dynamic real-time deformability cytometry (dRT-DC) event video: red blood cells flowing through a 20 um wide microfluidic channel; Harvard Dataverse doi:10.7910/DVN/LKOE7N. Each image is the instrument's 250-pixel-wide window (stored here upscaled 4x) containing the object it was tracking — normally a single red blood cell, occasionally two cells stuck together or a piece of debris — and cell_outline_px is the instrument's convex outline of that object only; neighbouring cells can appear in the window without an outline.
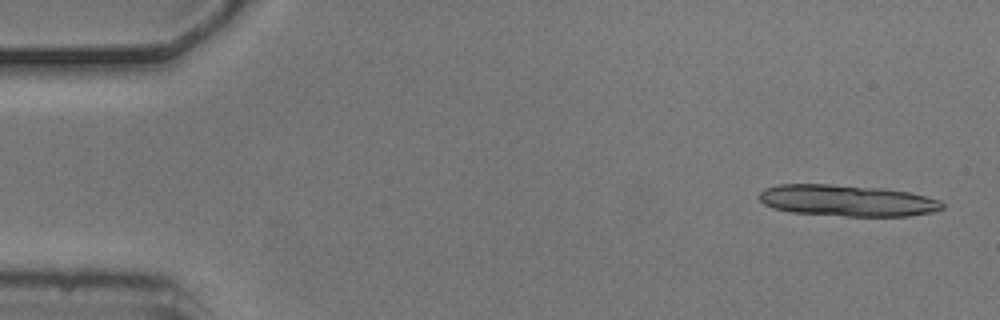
{"species": "common noctule bat (a hibernating species)", "species_latin": "Nyctalus noctula", "temperature_condition": "cold", "stored_images_in_passage": 8, "camera_frame_rate_fps": 3000, "um_per_image_px": 0.085, "animal": {"sex": "male", "body_mass_g": 20.5, "forearm_length_mm": 52.5}, "frame": {"image": 1, "passage_image": 1, "time_ms": 0.0, "image_size_px": [1000, 320], "cell_outline_px": [[944, 208], [932, 212], [908, 216], [844, 216], [788, 212], [772, 208], [764, 204], [756, 196], [764, 188], [780, 184], [828, 184], [880, 188], [908, 192], [940, 200], [944, 204]], "centroid_in_image_um": [71.95, 17.05], "position_along_channel_um": 13.1, "area_um2": 33.64}}
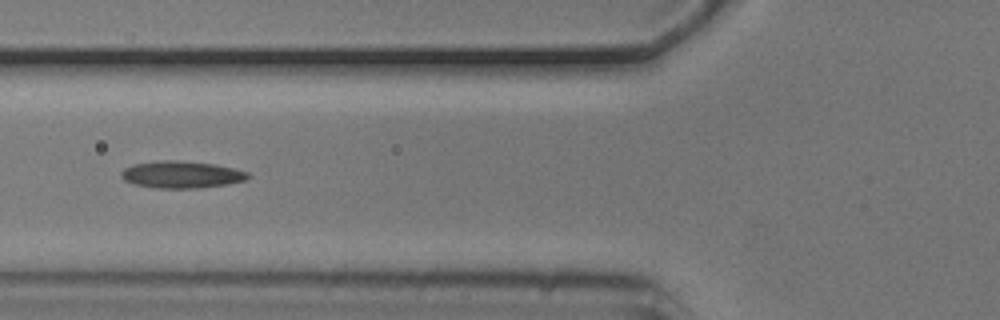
{"frame": {"image": 2, "passage_image": 5, "time_ms": 1.333, "image_size_px": [1000, 320], "cell_outline_px": [[252, 176], [244, 180], [224, 184], [196, 188], [156, 188], [132, 184], [124, 180], [120, 176], [120, 172], [124, 168], [132, 164], [156, 160], [176, 160], [216, 164], [248, 172]], "centroid_in_image_um": [15.36, 14.83], "position_along_channel_um": 110.4, "area_um2": 20.06}}
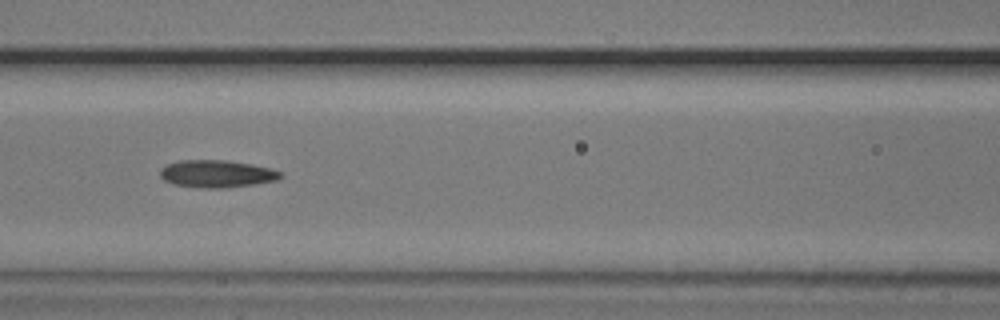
{"frame": {"image": 3, "passage_image": 6, "time_ms": 1.667, "image_size_px": [1000, 320], "cell_outline_px": [[284, 176], [276, 180], [256, 184], [224, 188], [204, 188], [172, 184], [164, 180], [160, 176], [160, 168], [164, 164], [180, 160], [228, 160], [252, 164], [272, 168], [284, 172]], "centroid_in_image_um": [18.44, 14.76], "position_along_channel_um": 148.2, "area_um2": 19.59}}